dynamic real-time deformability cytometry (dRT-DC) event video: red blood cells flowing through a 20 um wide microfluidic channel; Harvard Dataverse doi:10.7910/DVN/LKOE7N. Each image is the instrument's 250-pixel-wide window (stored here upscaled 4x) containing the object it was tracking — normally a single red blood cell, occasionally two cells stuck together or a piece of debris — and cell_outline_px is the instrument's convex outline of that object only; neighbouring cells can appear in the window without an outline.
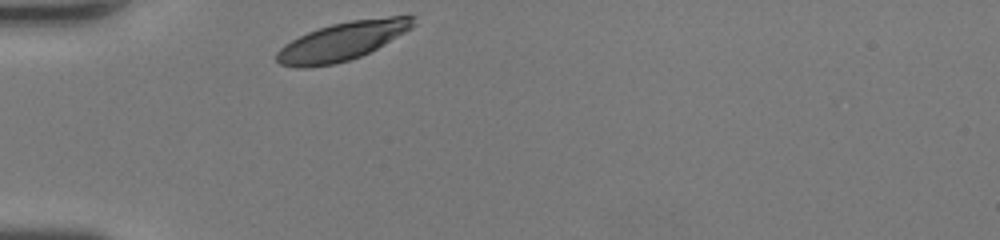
{"species": "human", "species_latin": "Homo sapiens", "temperature_condition": "room temperature", "stored_images_in_passage": 26, "camera_frame_rate_fps": 3000, "um_per_image_px": 0.085, "donor": {"sex": "female"}, "frame": {"image": 1, "passage_image": 1, "time_ms": 0.0, "image_size_px": [1000, 240], "cell_outline_px": [[416, 24], [412, 28], [376, 48], [360, 56], [348, 60], [332, 64], [304, 68], [300, 68], [280, 64], [276, 60], [276, 52], [284, 44], [308, 32], [332, 24], [352, 20], [388, 16], [416, 16]], "centroid_in_image_um": [29.1, 3.49], "position_along_channel_um": 55.9, "area_um2": 30.17}}
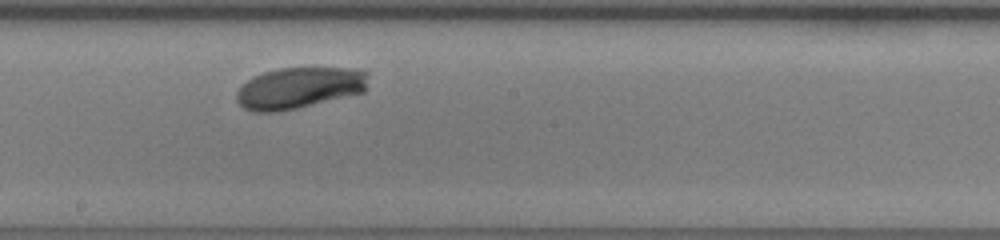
{"frame": {"image": 2, "passage_image": 14, "time_ms": 4.333, "image_size_px": [1000, 240], "cell_outline_px": [[368, 88], [364, 92], [296, 108], [276, 112], [256, 112], [244, 108], [236, 100], [236, 92], [252, 76], [264, 72], [280, 68], [348, 68], [368, 72]], "centroid_in_image_um": [25.44, 7.47], "position_along_channel_um": 222.8, "area_um2": 31.62}}
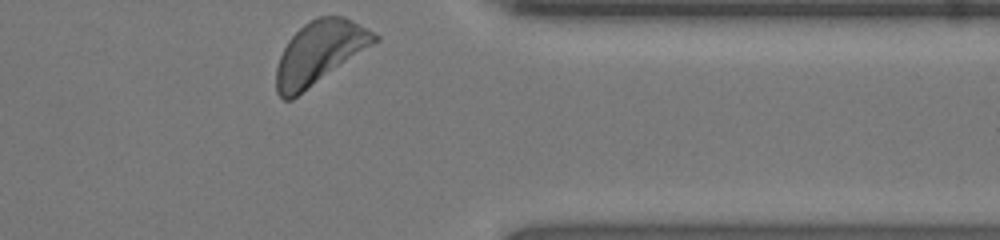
{"frame": {"image": 3, "passage_image": 26, "time_ms": 8.333, "image_size_px": [1000, 240], "cell_outline_px": [[380, 40], [292, 100], [284, 100], [276, 92], [276, 68], [280, 56], [288, 40], [304, 24], [320, 16], [344, 16], [368, 28], [380, 36]], "centroid_in_image_um": [27.17, 4.48], "position_along_channel_um": 384.2, "area_um2": 35.89}, "authors_computed_cell_mechanics": {"area_um2": 31.7611, "velocity_mm_per_s": 4.2137, "shape_relaxation_time_tau1_ms": 2.4282, "shape_relaxation_time_tau2_ms": null, "deformation_change_tau1": 0.1319, "deformation_change_tau2": null}}